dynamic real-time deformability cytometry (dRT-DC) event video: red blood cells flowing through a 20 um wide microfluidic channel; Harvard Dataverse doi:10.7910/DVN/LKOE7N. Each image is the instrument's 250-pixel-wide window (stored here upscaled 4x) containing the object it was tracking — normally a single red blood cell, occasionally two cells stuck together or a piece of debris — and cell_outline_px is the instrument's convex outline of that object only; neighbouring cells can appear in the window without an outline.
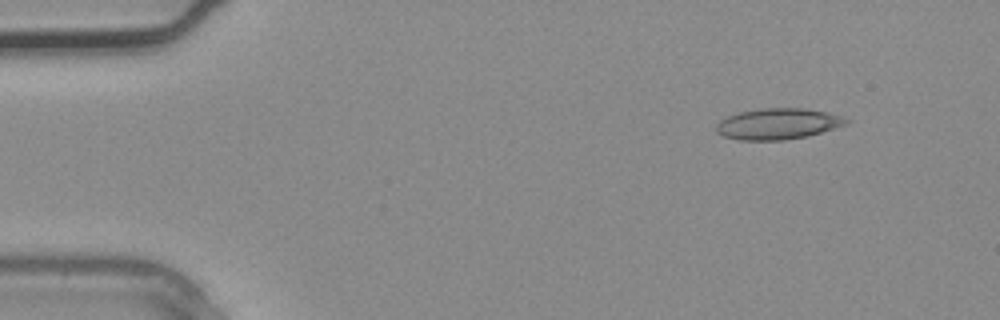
{"species": "common noctule bat (a hibernating species)", "species_latin": "Nyctalus noctula", "temperature_condition": "warm", "stored_images_in_passage": 3, "camera_frame_rate_fps": 3000, "um_per_image_px": 0.085, "animal": {"sex": "male", "body_mass_g": 20.4}, "frame": {"image": 1, "passage_image": 1, "time_ms": 0.0, "image_size_px": [1000, 320], "cell_outline_px": [[852, 120], [848, 124], [808, 136], [784, 140], [740, 140], [724, 136], [716, 132], [716, 124], [720, 120], [728, 116], [740, 112], [760, 108], [804, 108], [828, 112]], "centroid_in_image_um": [66.14, 10.52], "position_along_channel_um": 18.9, "area_um2": 23.58}}
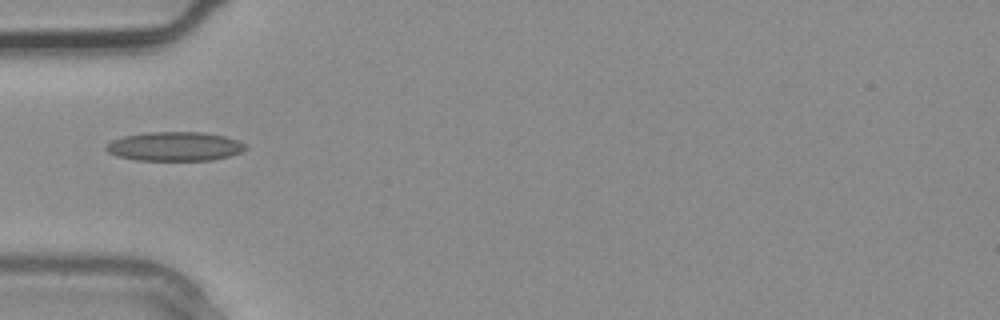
{"frame": {"image": 2, "passage_image": 3, "time_ms": 0.667, "image_size_px": [1000, 320], "cell_outline_px": [[248, 148], [240, 152], [228, 156], [212, 160], [136, 160], [116, 156], [108, 152], [104, 148], [104, 144], [112, 140], [124, 136], [148, 132], [204, 132], [224, 136], [240, 140], [248, 144]], "centroid_in_image_um": [14.86, 12.44], "position_along_channel_um": 70.1, "area_um2": 23.87}}